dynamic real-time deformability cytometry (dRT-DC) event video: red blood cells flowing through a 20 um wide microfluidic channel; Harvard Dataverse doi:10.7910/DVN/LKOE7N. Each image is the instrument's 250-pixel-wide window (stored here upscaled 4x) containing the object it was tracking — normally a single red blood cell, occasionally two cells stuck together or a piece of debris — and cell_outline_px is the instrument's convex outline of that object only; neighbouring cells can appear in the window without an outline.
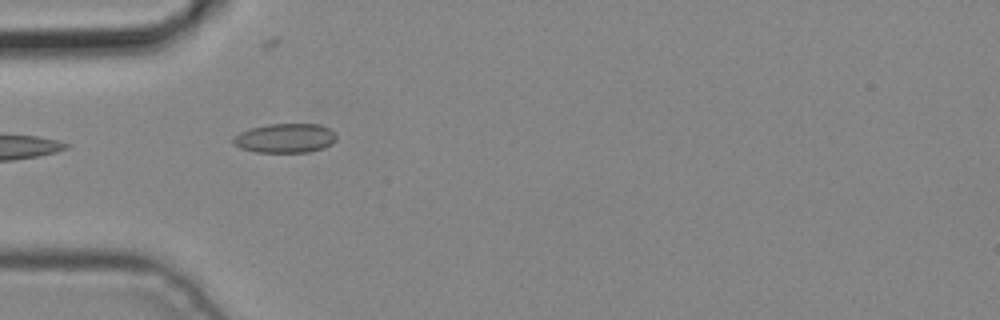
{"species": "common noctule bat (a hibernating species)", "species_latin": "Nyctalus noctula", "temperature_condition": "cold", "stored_images_in_passage": 6, "camera_frame_rate_fps": 3000, "um_per_image_px": 0.085, "animal": {"sex": "male", "body_mass_g": 19.2, "forearm_length_mm": 51.8}, "frame": {"image": 1, "passage_image": 5, "time_ms": 1.333, "image_size_px": [1000, 320], "cell_outline_px": [[336, 140], [332, 144], [324, 148], [308, 152], [256, 152], [240, 148], [232, 144], [232, 140], [240, 132], [252, 128], [268, 124], [320, 124], [328, 128], [336, 136]], "centroid_in_image_um": [24.24, 11.75], "position_along_channel_um": 60.8, "area_um2": 17.57}}
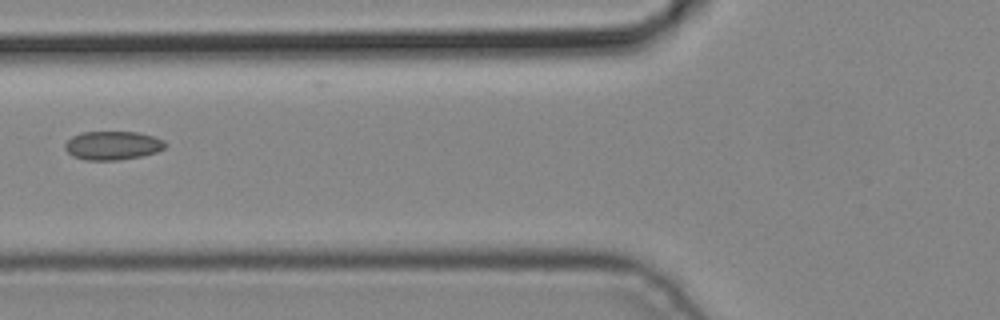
{"frame": {"image": 2, "passage_image": 6, "time_ms": 1.667, "image_size_px": [1000, 320], "cell_outline_px": [[168, 144], [164, 148], [156, 152], [140, 156], [120, 160], [84, 160], [72, 156], [64, 148], [64, 144], [72, 136], [84, 132], [136, 132], [152, 136], [164, 140]], "centroid_in_image_um": [9.56, 12.37], "position_along_channel_um": 116.2, "area_um2": 16.76}}